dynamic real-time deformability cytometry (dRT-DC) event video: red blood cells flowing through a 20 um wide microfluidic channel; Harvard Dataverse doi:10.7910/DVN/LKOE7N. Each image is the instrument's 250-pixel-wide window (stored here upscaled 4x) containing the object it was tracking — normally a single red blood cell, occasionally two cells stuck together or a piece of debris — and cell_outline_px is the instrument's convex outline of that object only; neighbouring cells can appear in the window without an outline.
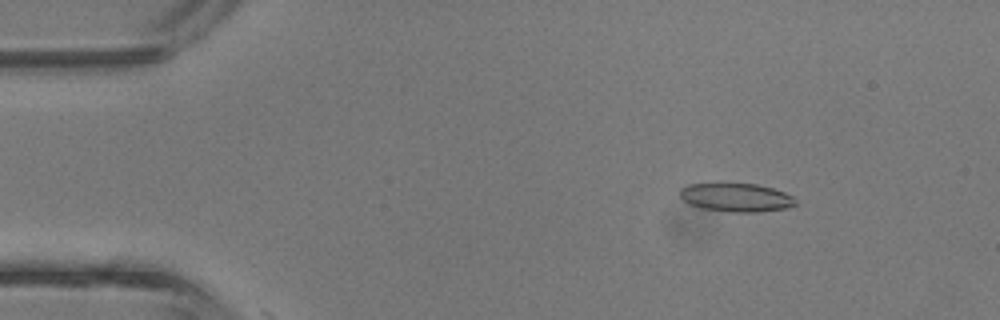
{"species": "common noctule bat (a hibernating species)", "species_latin": "Nyctalus noctula", "temperature_condition": "room temperature", "stored_images_in_passage": 4, "camera_frame_rate_fps": 3000, "um_per_image_px": 0.085, "animal": {"sex": "male", "body_mass_g": 13.3}, "frame": {"image": 1, "passage_image": 3, "time_ms": 0.667, "image_size_px": [1000, 320], "cell_outline_px": [[796, 204], [788, 208], [756, 212], [732, 212], [704, 208], [692, 204], [684, 200], [680, 196], [680, 188], [688, 184], [756, 184], [772, 188], [784, 192], [792, 196], [796, 200]], "centroid_in_image_um": [62.61, 16.78], "position_along_channel_um": 22.4, "area_um2": 18.9}}